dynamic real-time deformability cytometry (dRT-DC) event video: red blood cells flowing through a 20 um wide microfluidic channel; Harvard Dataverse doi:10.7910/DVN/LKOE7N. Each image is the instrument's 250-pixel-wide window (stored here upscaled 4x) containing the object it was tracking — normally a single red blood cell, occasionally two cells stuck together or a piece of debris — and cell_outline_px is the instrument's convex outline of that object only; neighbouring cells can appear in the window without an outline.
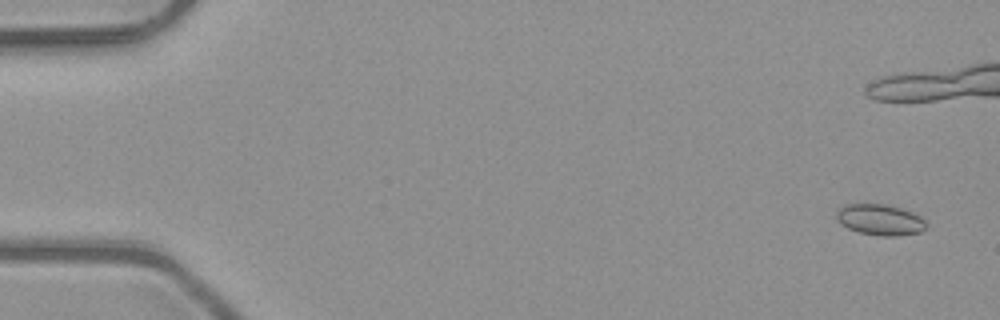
{"species": "common noctule bat (a hibernating species)", "species_latin": "Nyctalus noctula", "temperature_condition": "room temperature", "stored_images_in_passage": 5, "camera_frame_rate_fps": 3000, "um_per_image_px": 0.085, "animal": {"sex": "male", "body_mass_g": 23.1, "forearm_length_mm": 52.7}, "frame": {"image": 1, "passage_image": 1, "time_ms": 0.0, "image_size_px": [1000, 320], "cell_outline_px": [[928, 224], [920, 232], [896, 236], [880, 236], [860, 232], [848, 228], [840, 224], [836, 220], [836, 212], [844, 204], [884, 204], [900, 208], [912, 212], [920, 216]], "centroid_in_image_um": [74.78, 18.68], "position_along_channel_um": 10.2, "area_um2": 16.18}}